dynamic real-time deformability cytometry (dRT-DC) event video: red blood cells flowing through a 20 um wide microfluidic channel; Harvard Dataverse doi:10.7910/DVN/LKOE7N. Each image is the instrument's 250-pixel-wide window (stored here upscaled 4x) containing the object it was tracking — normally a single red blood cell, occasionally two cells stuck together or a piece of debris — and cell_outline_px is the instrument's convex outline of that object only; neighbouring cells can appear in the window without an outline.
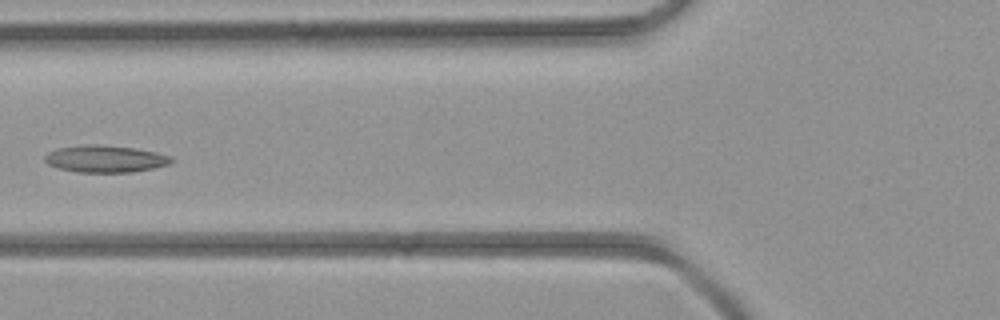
{"species": "common noctule bat (a hibernating species)", "species_latin": "Nyctalus noctula", "temperature_condition": "room temperature", "stored_images_in_passage": 3, "camera_frame_rate_fps": 3000, "um_per_image_px": 0.085, "animal": {"sex": "female", "body_mass_g": 21.9}, "frame": {"image": 1, "passage_image": 3, "time_ms": 2.333, "image_size_px": [1000, 320], "cell_outline_px": [[172, 160], [168, 164], [152, 168], [132, 172], [76, 172], [60, 168], [48, 164], [44, 160], [44, 156], [48, 152], [56, 148], [84, 144], [96, 144], [136, 148], [156, 152], [172, 156]], "centroid_in_image_um": [8.92, 13.49], "position_along_channel_um": 116.9, "area_um2": 19.94}}